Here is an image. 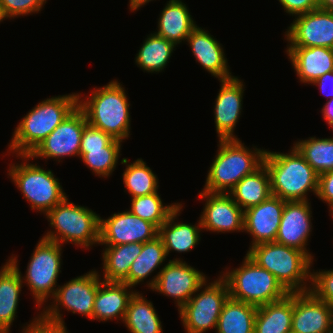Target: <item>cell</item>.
Here are the masks:
<instances>
[{"label": "cell", "mask_w": 333, "mask_h": 333, "mask_svg": "<svg viewBox=\"0 0 333 333\" xmlns=\"http://www.w3.org/2000/svg\"><path fill=\"white\" fill-rule=\"evenodd\" d=\"M77 106V92L38 102L16 125L5 155H29Z\"/></svg>", "instance_id": "obj_1"}, {"label": "cell", "mask_w": 333, "mask_h": 333, "mask_svg": "<svg viewBox=\"0 0 333 333\" xmlns=\"http://www.w3.org/2000/svg\"><path fill=\"white\" fill-rule=\"evenodd\" d=\"M84 96L78 92V106L84 111L90 125L122 142L130 138L131 105L124 85L113 79Z\"/></svg>", "instance_id": "obj_2"}, {"label": "cell", "mask_w": 333, "mask_h": 333, "mask_svg": "<svg viewBox=\"0 0 333 333\" xmlns=\"http://www.w3.org/2000/svg\"><path fill=\"white\" fill-rule=\"evenodd\" d=\"M216 155L207 171L203 191L228 194L246 175L262 164L266 149L245 146L238 139H219Z\"/></svg>", "instance_id": "obj_3"}, {"label": "cell", "mask_w": 333, "mask_h": 333, "mask_svg": "<svg viewBox=\"0 0 333 333\" xmlns=\"http://www.w3.org/2000/svg\"><path fill=\"white\" fill-rule=\"evenodd\" d=\"M290 147L287 153L265 151L263 163L270 174L271 194L285 201H310L308 194L317 195L318 174Z\"/></svg>", "instance_id": "obj_4"}, {"label": "cell", "mask_w": 333, "mask_h": 333, "mask_svg": "<svg viewBox=\"0 0 333 333\" xmlns=\"http://www.w3.org/2000/svg\"><path fill=\"white\" fill-rule=\"evenodd\" d=\"M246 254L259 267L272 273L289 293L310 290L314 260L305 252L276 242H265L250 247Z\"/></svg>", "instance_id": "obj_5"}, {"label": "cell", "mask_w": 333, "mask_h": 333, "mask_svg": "<svg viewBox=\"0 0 333 333\" xmlns=\"http://www.w3.org/2000/svg\"><path fill=\"white\" fill-rule=\"evenodd\" d=\"M68 198L45 214L52 229L41 237L62 246L71 243L86 250L99 246L101 216L86 206L69 202Z\"/></svg>", "instance_id": "obj_6"}, {"label": "cell", "mask_w": 333, "mask_h": 333, "mask_svg": "<svg viewBox=\"0 0 333 333\" xmlns=\"http://www.w3.org/2000/svg\"><path fill=\"white\" fill-rule=\"evenodd\" d=\"M62 250V245L59 243L41 237L31 254L25 275L21 273L18 255L12 254L6 260L19 272L24 286L28 287L34 298L36 309L40 308L39 311L56 293L57 281L63 264Z\"/></svg>", "instance_id": "obj_7"}, {"label": "cell", "mask_w": 333, "mask_h": 333, "mask_svg": "<svg viewBox=\"0 0 333 333\" xmlns=\"http://www.w3.org/2000/svg\"><path fill=\"white\" fill-rule=\"evenodd\" d=\"M16 159L22 160L20 163H10L7 175L11 182L21 192L32 210L45 215L62 202L66 197L59 178L50 169L30 163L29 155H15Z\"/></svg>", "instance_id": "obj_8"}, {"label": "cell", "mask_w": 333, "mask_h": 333, "mask_svg": "<svg viewBox=\"0 0 333 333\" xmlns=\"http://www.w3.org/2000/svg\"><path fill=\"white\" fill-rule=\"evenodd\" d=\"M219 275L227 282L230 298L257 307L289 294L272 273L259 267L247 254L239 267H225Z\"/></svg>", "instance_id": "obj_9"}, {"label": "cell", "mask_w": 333, "mask_h": 333, "mask_svg": "<svg viewBox=\"0 0 333 333\" xmlns=\"http://www.w3.org/2000/svg\"><path fill=\"white\" fill-rule=\"evenodd\" d=\"M99 273L92 269L84 275L72 278L64 285L58 284L54 297L40 311V319L47 324L67 328L61 313L63 308L67 312L80 314L92 320L94 299L102 281Z\"/></svg>", "instance_id": "obj_10"}, {"label": "cell", "mask_w": 333, "mask_h": 333, "mask_svg": "<svg viewBox=\"0 0 333 333\" xmlns=\"http://www.w3.org/2000/svg\"><path fill=\"white\" fill-rule=\"evenodd\" d=\"M208 278L190 300L178 311L185 333L216 330L224 303L230 297L227 282L219 275Z\"/></svg>", "instance_id": "obj_11"}, {"label": "cell", "mask_w": 333, "mask_h": 333, "mask_svg": "<svg viewBox=\"0 0 333 333\" xmlns=\"http://www.w3.org/2000/svg\"><path fill=\"white\" fill-rule=\"evenodd\" d=\"M84 111L77 106L38 146L29 154L32 161L54 159L63 162L65 157L79 158L83 129L87 124Z\"/></svg>", "instance_id": "obj_12"}, {"label": "cell", "mask_w": 333, "mask_h": 333, "mask_svg": "<svg viewBox=\"0 0 333 333\" xmlns=\"http://www.w3.org/2000/svg\"><path fill=\"white\" fill-rule=\"evenodd\" d=\"M156 282L150 291L172 298L179 311L208 279L202 271L180 258L168 259V263L156 274Z\"/></svg>", "instance_id": "obj_13"}, {"label": "cell", "mask_w": 333, "mask_h": 333, "mask_svg": "<svg viewBox=\"0 0 333 333\" xmlns=\"http://www.w3.org/2000/svg\"><path fill=\"white\" fill-rule=\"evenodd\" d=\"M287 47H326L333 49V11L317 8L295 16L283 35Z\"/></svg>", "instance_id": "obj_14"}, {"label": "cell", "mask_w": 333, "mask_h": 333, "mask_svg": "<svg viewBox=\"0 0 333 333\" xmlns=\"http://www.w3.org/2000/svg\"><path fill=\"white\" fill-rule=\"evenodd\" d=\"M158 236V228L151 222L132 214L128 209L110 217H100L101 246L145 243Z\"/></svg>", "instance_id": "obj_15"}, {"label": "cell", "mask_w": 333, "mask_h": 333, "mask_svg": "<svg viewBox=\"0 0 333 333\" xmlns=\"http://www.w3.org/2000/svg\"><path fill=\"white\" fill-rule=\"evenodd\" d=\"M198 199L205 201L199 217L202 230L217 234L244 232V211L229 194L201 190Z\"/></svg>", "instance_id": "obj_16"}, {"label": "cell", "mask_w": 333, "mask_h": 333, "mask_svg": "<svg viewBox=\"0 0 333 333\" xmlns=\"http://www.w3.org/2000/svg\"><path fill=\"white\" fill-rule=\"evenodd\" d=\"M220 89L213 106L217 138L238 139L236 124L243 111L245 82L238 76L219 80Z\"/></svg>", "instance_id": "obj_17"}, {"label": "cell", "mask_w": 333, "mask_h": 333, "mask_svg": "<svg viewBox=\"0 0 333 333\" xmlns=\"http://www.w3.org/2000/svg\"><path fill=\"white\" fill-rule=\"evenodd\" d=\"M311 206V201H286L275 242L297 248L315 260L307 247L313 230Z\"/></svg>", "instance_id": "obj_18"}, {"label": "cell", "mask_w": 333, "mask_h": 333, "mask_svg": "<svg viewBox=\"0 0 333 333\" xmlns=\"http://www.w3.org/2000/svg\"><path fill=\"white\" fill-rule=\"evenodd\" d=\"M333 307L310 290L293 293L292 333H332Z\"/></svg>", "instance_id": "obj_19"}, {"label": "cell", "mask_w": 333, "mask_h": 333, "mask_svg": "<svg viewBox=\"0 0 333 333\" xmlns=\"http://www.w3.org/2000/svg\"><path fill=\"white\" fill-rule=\"evenodd\" d=\"M285 202L271 195L244 211V233L252 237L249 248L260 243L275 242Z\"/></svg>", "instance_id": "obj_20"}, {"label": "cell", "mask_w": 333, "mask_h": 333, "mask_svg": "<svg viewBox=\"0 0 333 333\" xmlns=\"http://www.w3.org/2000/svg\"><path fill=\"white\" fill-rule=\"evenodd\" d=\"M186 42L195 61L211 76L218 80L235 76L230 71L223 45L210 34L208 29H202L197 25L187 37Z\"/></svg>", "instance_id": "obj_21"}, {"label": "cell", "mask_w": 333, "mask_h": 333, "mask_svg": "<svg viewBox=\"0 0 333 333\" xmlns=\"http://www.w3.org/2000/svg\"><path fill=\"white\" fill-rule=\"evenodd\" d=\"M287 58L299 82L312 84L317 78L333 71V49L326 47H287Z\"/></svg>", "instance_id": "obj_22"}, {"label": "cell", "mask_w": 333, "mask_h": 333, "mask_svg": "<svg viewBox=\"0 0 333 333\" xmlns=\"http://www.w3.org/2000/svg\"><path fill=\"white\" fill-rule=\"evenodd\" d=\"M136 291L124 282L102 280L94 299L92 321L123 323L130 298Z\"/></svg>", "instance_id": "obj_23"}, {"label": "cell", "mask_w": 333, "mask_h": 333, "mask_svg": "<svg viewBox=\"0 0 333 333\" xmlns=\"http://www.w3.org/2000/svg\"><path fill=\"white\" fill-rule=\"evenodd\" d=\"M184 205L180 204L158 228V236L162 239L167 257L171 252L187 253L192 251L201 241L202 230L200 219L198 223L178 221ZM178 219V220H177ZM177 221V222H176ZM202 231V232H201Z\"/></svg>", "instance_id": "obj_24"}, {"label": "cell", "mask_w": 333, "mask_h": 333, "mask_svg": "<svg viewBox=\"0 0 333 333\" xmlns=\"http://www.w3.org/2000/svg\"><path fill=\"white\" fill-rule=\"evenodd\" d=\"M194 20L183 0H169L160 11L158 29L154 33L178 47L179 44L186 43L187 37L197 27Z\"/></svg>", "instance_id": "obj_25"}, {"label": "cell", "mask_w": 333, "mask_h": 333, "mask_svg": "<svg viewBox=\"0 0 333 333\" xmlns=\"http://www.w3.org/2000/svg\"><path fill=\"white\" fill-rule=\"evenodd\" d=\"M167 259L165 247L159 236H156L153 240L142 243V252L131 264L128 276L123 282L134 288L140 283L142 285L144 280L149 277L145 286L151 289L157 279L156 275L150 279L151 274L153 272L155 273L156 269L161 270L164 267L163 264L165 260L167 262Z\"/></svg>", "instance_id": "obj_26"}, {"label": "cell", "mask_w": 333, "mask_h": 333, "mask_svg": "<svg viewBox=\"0 0 333 333\" xmlns=\"http://www.w3.org/2000/svg\"><path fill=\"white\" fill-rule=\"evenodd\" d=\"M24 287L19 272L7 261L0 267V333H10Z\"/></svg>", "instance_id": "obj_27"}, {"label": "cell", "mask_w": 333, "mask_h": 333, "mask_svg": "<svg viewBox=\"0 0 333 333\" xmlns=\"http://www.w3.org/2000/svg\"><path fill=\"white\" fill-rule=\"evenodd\" d=\"M293 293L281 300L257 307L254 333H290L292 329Z\"/></svg>", "instance_id": "obj_28"}, {"label": "cell", "mask_w": 333, "mask_h": 333, "mask_svg": "<svg viewBox=\"0 0 333 333\" xmlns=\"http://www.w3.org/2000/svg\"><path fill=\"white\" fill-rule=\"evenodd\" d=\"M228 194L243 211L271 196L270 174L265 164L243 177Z\"/></svg>", "instance_id": "obj_29"}, {"label": "cell", "mask_w": 333, "mask_h": 333, "mask_svg": "<svg viewBox=\"0 0 333 333\" xmlns=\"http://www.w3.org/2000/svg\"><path fill=\"white\" fill-rule=\"evenodd\" d=\"M105 248V249H104ZM101 279L107 282H123L131 264L142 252V243H130L116 246H105L102 250Z\"/></svg>", "instance_id": "obj_30"}, {"label": "cell", "mask_w": 333, "mask_h": 333, "mask_svg": "<svg viewBox=\"0 0 333 333\" xmlns=\"http://www.w3.org/2000/svg\"><path fill=\"white\" fill-rule=\"evenodd\" d=\"M130 333H163V325L151 300L136 291L130 298L123 321Z\"/></svg>", "instance_id": "obj_31"}, {"label": "cell", "mask_w": 333, "mask_h": 333, "mask_svg": "<svg viewBox=\"0 0 333 333\" xmlns=\"http://www.w3.org/2000/svg\"><path fill=\"white\" fill-rule=\"evenodd\" d=\"M176 45L165 38L151 32L135 55L137 67L144 73H160L164 71L174 53Z\"/></svg>", "instance_id": "obj_32"}, {"label": "cell", "mask_w": 333, "mask_h": 333, "mask_svg": "<svg viewBox=\"0 0 333 333\" xmlns=\"http://www.w3.org/2000/svg\"><path fill=\"white\" fill-rule=\"evenodd\" d=\"M257 306L228 298L220 313L216 333H254Z\"/></svg>", "instance_id": "obj_33"}, {"label": "cell", "mask_w": 333, "mask_h": 333, "mask_svg": "<svg viewBox=\"0 0 333 333\" xmlns=\"http://www.w3.org/2000/svg\"><path fill=\"white\" fill-rule=\"evenodd\" d=\"M121 164L125 165L122 180L125 187L124 192H128L131 198L150 195L158 192L159 178L153 170L146 165V161L138 158L133 163H129L128 158H122Z\"/></svg>", "instance_id": "obj_34"}, {"label": "cell", "mask_w": 333, "mask_h": 333, "mask_svg": "<svg viewBox=\"0 0 333 333\" xmlns=\"http://www.w3.org/2000/svg\"><path fill=\"white\" fill-rule=\"evenodd\" d=\"M293 146L318 175L333 170V136L298 139Z\"/></svg>", "instance_id": "obj_35"}, {"label": "cell", "mask_w": 333, "mask_h": 333, "mask_svg": "<svg viewBox=\"0 0 333 333\" xmlns=\"http://www.w3.org/2000/svg\"><path fill=\"white\" fill-rule=\"evenodd\" d=\"M122 141L113 139L101 149H80L79 159L92 173L100 178H109L118 166Z\"/></svg>", "instance_id": "obj_36"}, {"label": "cell", "mask_w": 333, "mask_h": 333, "mask_svg": "<svg viewBox=\"0 0 333 333\" xmlns=\"http://www.w3.org/2000/svg\"><path fill=\"white\" fill-rule=\"evenodd\" d=\"M159 194V192H156L150 195L131 198L128 210L132 214L151 222L159 228L168 219L170 214L182 203L174 202L167 205L163 202Z\"/></svg>", "instance_id": "obj_37"}, {"label": "cell", "mask_w": 333, "mask_h": 333, "mask_svg": "<svg viewBox=\"0 0 333 333\" xmlns=\"http://www.w3.org/2000/svg\"><path fill=\"white\" fill-rule=\"evenodd\" d=\"M310 291L333 307V269H311Z\"/></svg>", "instance_id": "obj_38"}, {"label": "cell", "mask_w": 333, "mask_h": 333, "mask_svg": "<svg viewBox=\"0 0 333 333\" xmlns=\"http://www.w3.org/2000/svg\"><path fill=\"white\" fill-rule=\"evenodd\" d=\"M48 0H0L5 14L10 19L38 14Z\"/></svg>", "instance_id": "obj_39"}, {"label": "cell", "mask_w": 333, "mask_h": 333, "mask_svg": "<svg viewBox=\"0 0 333 333\" xmlns=\"http://www.w3.org/2000/svg\"><path fill=\"white\" fill-rule=\"evenodd\" d=\"M112 140L109 134L87 123L83 129L80 149H101Z\"/></svg>", "instance_id": "obj_40"}, {"label": "cell", "mask_w": 333, "mask_h": 333, "mask_svg": "<svg viewBox=\"0 0 333 333\" xmlns=\"http://www.w3.org/2000/svg\"><path fill=\"white\" fill-rule=\"evenodd\" d=\"M318 199L326 203L329 211L333 208V170L318 175Z\"/></svg>", "instance_id": "obj_41"}, {"label": "cell", "mask_w": 333, "mask_h": 333, "mask_svg": "<svg viewBox=\"0 0 333 333\" xmlns=\"http://www.w3.org/2000/svg\"><path fill=\"white\" fill-rule=\"evenodd\" d=\"M288 15L295 17L318 7V0H277Z\"/></svg>", "instance_id": "obj_42"}, {"label": "cell", "mask_w": 333, "mask_h": 333, "mask_svg": "<svg viewBox=\"0 0 333 333\" xmlns=\"http://www.w3.org/2000/svg\"><path fill=\"white\" fill-rule=\"evenodd\" d=\"M21 333H69L66 327L50 325L40 319V312L22 327Z\"/></svg>", "instance_id": "obj_43"}, {"label": "cell", "mask_w": 333, "mask_h": 333, "mask_svg": "<svg viewBox=\"0 0 333 333\" xmlns=\"http://www.w3.org/2000/svg\"><path fill=\"white\" fill-rule=\"evenodd\" d=\"M311 86L315 85L319 87L320 93L326 95L327 101L333 98V71L327 72L324 75L317 78Z\"/></svg>", "instance_id": "obj_44"}, {"label": "cell", "mask_w": 333, "mask_h": 333, "mask_svg": "<svg viewBox=\"0 0 333 333\" xmlns=\"http://www.w3.org/2000/svg\"><path fill=\"white\" fill-rule=\"evenodd\" d=\"M321 109L323 120H325L326 124H328L333 131V98L328 100Z\"/></svg>", "instance_id": "obj_45"}, {"label": "cell", "mask_w": 333, "mask_h": 333, "mask_svg": "<svg viewBox=\"0 0 333 333\" xmlns=\"http://www.w3.org/2000/svg\"><path fill=\"white\" fill-rule=\"evenodd\" d=\"M154 0H129V11L137 12L141 7L143 8L146 4ZM156 1V0H155Z\"/></svg>", "instance_id": "obj_46"}, {"label": "cell", "mask_w": 333, "mask_h": 333, "mask_svg": "<svg viewBox=\"0 0 333 333\" xmlns=\"http://www.w3.org/2000/svg\"><path fill=\"white\" fill-rule=\"evenodd\" d=\"M318 7L325 11H333V0H318Z\"/></svg>", "instance_id": "obj_47"}, {"label": "cell", "mask_w": 333, "mask_h": 333, "mask_svg": "<svg viewBox=\"0 0 333 333\" xmlns=\"http://www.w3.org/2000/svg\"><path fill=\"white\" fill-rule=\"evenodd\" d=\"M6 19L9 20V18L5 14L4 9H3V7H2V5L0 3V23L3 22V21H5Z\"/></svg>", "instance_id": "obj_48"}, {"label": "cell", "mask_w": 333, "mask_h": 333, "mask_svg": "<svg viewBox=\"0 0 333 333\" xmlns=\"http://www.w3.org/2000/svg\"><path fill=\"white\" fill-rule=\"evenodd\" d=\"M331 215L332 221H333V208L329 211V216Z\"/></svg>", "instance_id": "obj_49"}]
</instances>
